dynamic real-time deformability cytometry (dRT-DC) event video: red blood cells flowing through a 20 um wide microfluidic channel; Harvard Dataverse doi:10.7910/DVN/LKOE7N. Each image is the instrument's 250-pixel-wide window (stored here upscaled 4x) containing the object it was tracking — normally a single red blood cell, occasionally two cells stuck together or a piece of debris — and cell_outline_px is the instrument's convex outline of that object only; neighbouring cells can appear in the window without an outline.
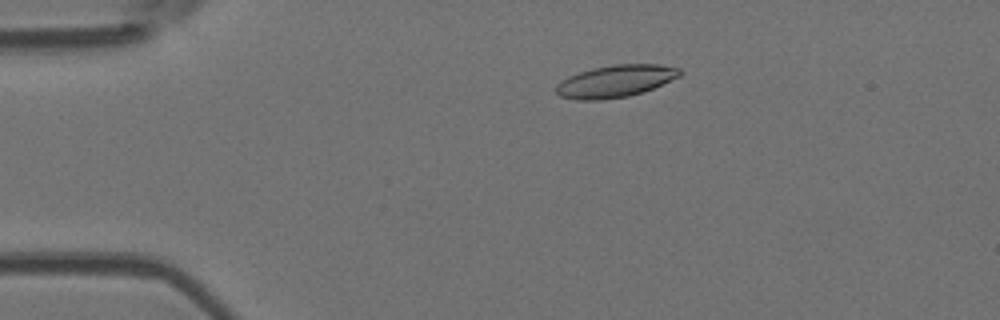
{"species": "Egyptian fruit bat (a non-hibernating species)", "species_latin": "Rousettus aegyptiacus", "temperature_condition": "room temperature", "stored_images_in_passage": 5, "camera_frame_rate_fps": 3000, "um_per_image_px": 0.085, "animal": {"sex": "female"}, "frame": {"image": 1, "passage_image": 3, "time_ms": 2.333, "image_size_px": [1000, 320], "cell_outline_px": [[684, 72], [680, 76], [652, 88], [628, 96], [600, 100], [576, 100], [560, 96], [556, 92], [556, 84], [560, 80], [568, 76], [592, 68], [612, 64], [660, 64], [680, 68]], "centroid_in_image_um": [52.3, 6.89], "position_along_channel_um": 32.7, "area_um2": 23.24}}
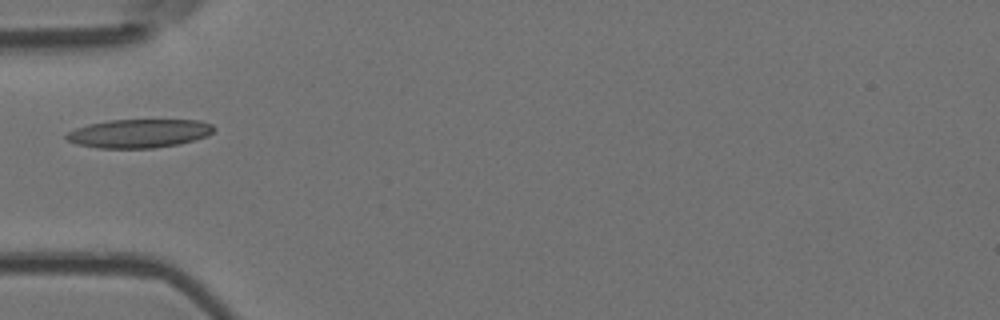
{"frame": {"image": 2, "passage_image": 5, "time_ms": 4.667, "image_size_px": [1000, 320], "cell_outline_px": [[216, 128], [208, 136], [180, 144], [152, 148], [100, 148], [76, 144], [68, 140], [64, 136], [68, 132], [76, 128], [88, 124], [108, 120], [200, 120], [212, 124]], "centroid_in_image_um": [11.84, 11.34], "position_along_channel_um": 73.2, "area_um2": 24.68}}